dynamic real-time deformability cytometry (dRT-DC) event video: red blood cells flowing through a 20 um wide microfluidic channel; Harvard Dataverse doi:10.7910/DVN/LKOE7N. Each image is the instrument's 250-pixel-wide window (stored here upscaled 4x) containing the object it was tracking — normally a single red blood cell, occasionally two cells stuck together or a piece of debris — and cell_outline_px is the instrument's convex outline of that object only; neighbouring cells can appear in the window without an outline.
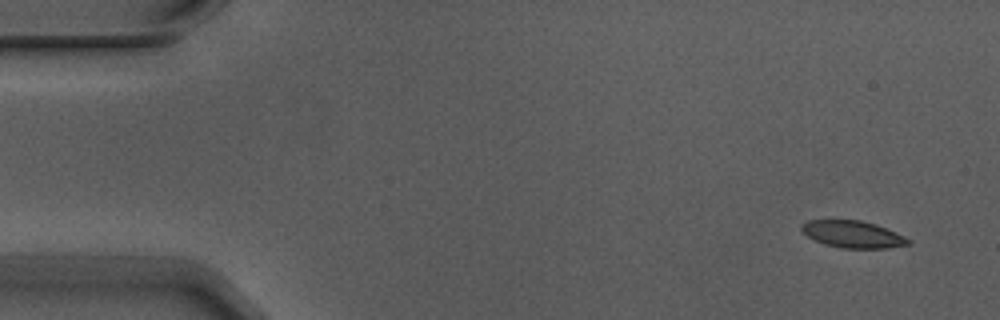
{"species": "Egyptian fruit bat (a non-hibernating species)", "species_latin": "Rousettus aegyptiacus", "temperature_condition": "warm", "stored_images_in_passage": 5, "segment_of_instrument_passage": [1, 2], "camera_frame_rate_fps": 3000, "um_per_image_px": 0.085, "animal": {"sex": "male"}, "frame": {"image": 1, "passage_image": 1, "time_ms": 0.0, "image_size_px": [1000, 320], "cell_outline_px": [[912, 244], [888, 248], [840, 248], [824, 244], [808, 236], [800, 228], [800, 224], [808, 220], [860, 220], [876, 224], [896, 232], [912, 240]], "centroid_in_image_um": [72.52, 19.91], "position_along_channel_um": 12.5, "area_um2": 16.88}}